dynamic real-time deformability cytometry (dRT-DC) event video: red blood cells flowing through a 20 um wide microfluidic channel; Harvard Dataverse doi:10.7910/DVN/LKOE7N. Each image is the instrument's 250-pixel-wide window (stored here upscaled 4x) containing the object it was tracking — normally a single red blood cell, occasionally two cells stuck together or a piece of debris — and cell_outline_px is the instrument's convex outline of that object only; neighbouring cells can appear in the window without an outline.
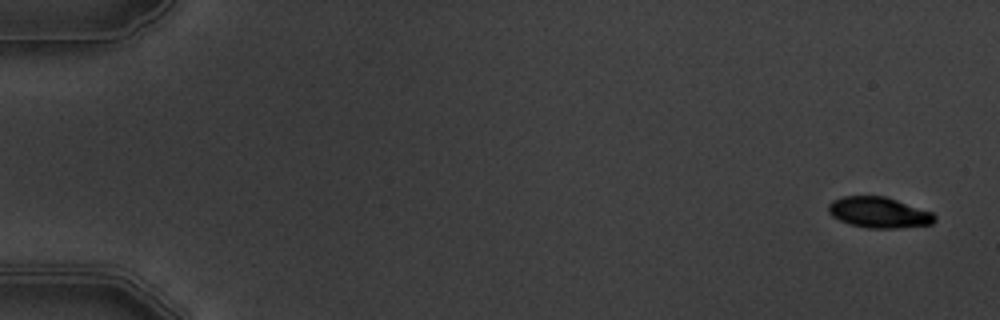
{"species": "common noctule bat (a hibernating species)", "species_latin": "Nyctalus noctula", "temperature_condition": "warm", "stored_images_in_passage": 5, "camera_frame_rate_fps": 3000, "um_per_image_px": 0.085, "animal": {"sex": "male", "body_mass_g": 19.5, "forearm_length_mm": 54.6}, "frame": {"image": 1, "passage_image": 1, "time_ms": 0.0, "image_size_px": [1000, 320], "cell_outline_px": [[936, 220], [932, 224], [896, 228], [868, 228], [852, 224], [840, 220], [832, 216], [828, 212], [828, 204], [832, 200], [844, 196], [884, 196], [932, 212], [936, 216]], "centroid_in_image_um": [74.7, 18.06], "position_along_channel_um": 10.3, "area_um2": 18.9}}
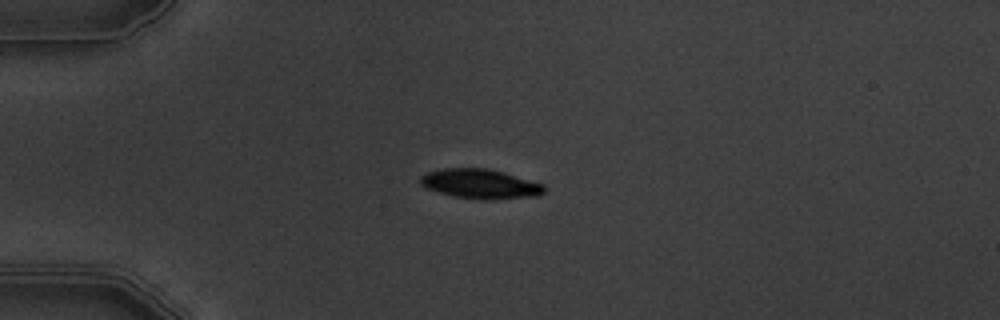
{"frame": {"image": 2, "passage_image": 4, "time_ms": 4.333, "image_size_px": [1000, 320], "cell_outline_px": [[544, 192], [540, 196], [492, 200], [488, 200], [452, 196], [428, 188], [420, 184], [420, 176], [424, 172], [440, 168], [488, 168], [504, 172], [544, 184]], "centroid_in_image_um": [40.83, 15.62], "position_along_channel_um": 44.2, "area_um2": 21.56}}